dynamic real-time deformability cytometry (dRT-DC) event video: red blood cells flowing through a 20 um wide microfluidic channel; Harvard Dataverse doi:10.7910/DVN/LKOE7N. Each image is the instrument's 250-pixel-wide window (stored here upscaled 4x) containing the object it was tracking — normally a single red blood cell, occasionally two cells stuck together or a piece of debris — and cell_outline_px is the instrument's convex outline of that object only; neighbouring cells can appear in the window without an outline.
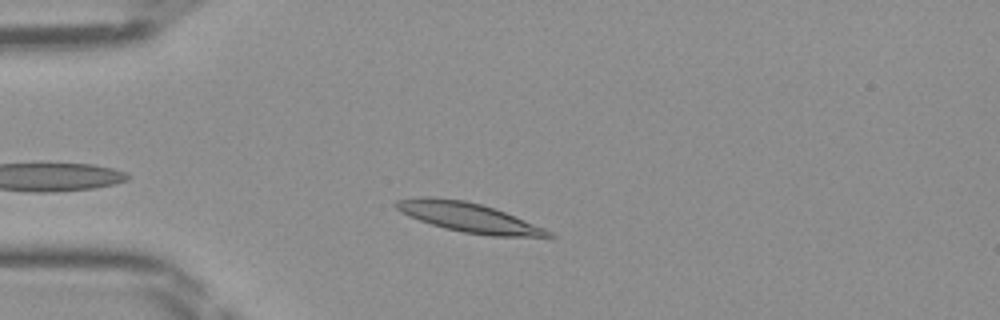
{"species": "Egyptian fruit bat (a non-hibernating species)", "species_latin": "Rousettus aegyptiacus", "temperature_condition": "room temperature", "stored_images_in_passage": 39, "camera_frame_rate_fps": 3000, "um_per_image_px": 0.085, "frame": {"image": 1, "passage_image": 6, "time_ms": 1.667, "image_size_px": [1000, 320], "cell_outline_px": [[556, 236], [492, 236], [464, 232], [444, 228], [408, 216], [400, 212], [392, 204], [396, 200], [420, 196], [432, 196], [464, 200], [480, 204], [504, 212], [544, 228], [552, 232]], "centroid_in_image_um": [39.73, 18.45], "position_along_channel_um": 45.3, "area_um2": 25.84}}
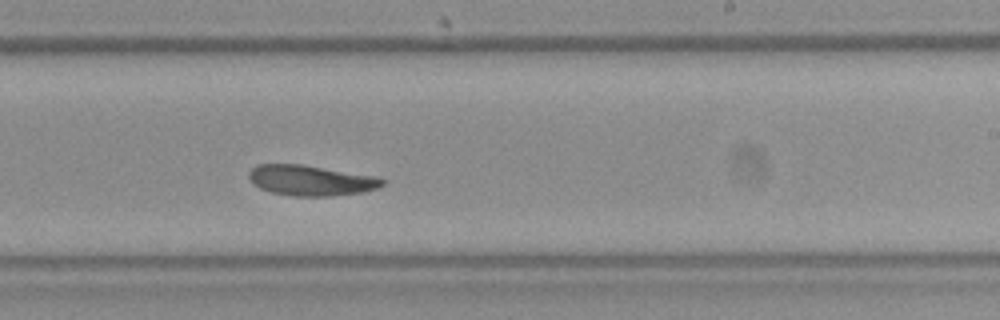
{"frame": {"image": 2, "passage_image": 23, "time_ms": 7.333, "image_size_px": [1000, 320], "cell_outline_px": [[388, 180], [384, 184], [376, 188], [360, 192], [332, 196], [292, 196], [272, 192], [260, 188], [252, 184], [248, 176], [248, 172], [256, 164], [304, 164], [376, 176]], "centroid_in_image_um": [26.41, 15.32], "position_along_channel_um": 262.6, "area_um2": 23.87}}
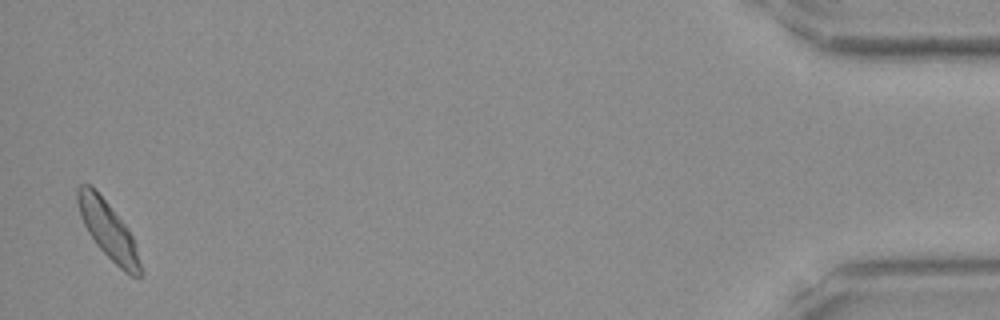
{"frame": {"image": 3, "passage_image": 38, "time_ms": 12.333, "image_size_px": [1000, 320], "cell_outline_px": [[144, 276], [132, 276], [124, 272], [96, 244], [88, 232], [80, 216], [76, 200], [76, 188], [80, 184], [88, 184], [108, 204], [128, 228], [136, 244], [144, 272]], "centroid_in_image_um": [9.22, 19.61], "position_along_channel_um": 426.0, "area_um2": 20.87}}